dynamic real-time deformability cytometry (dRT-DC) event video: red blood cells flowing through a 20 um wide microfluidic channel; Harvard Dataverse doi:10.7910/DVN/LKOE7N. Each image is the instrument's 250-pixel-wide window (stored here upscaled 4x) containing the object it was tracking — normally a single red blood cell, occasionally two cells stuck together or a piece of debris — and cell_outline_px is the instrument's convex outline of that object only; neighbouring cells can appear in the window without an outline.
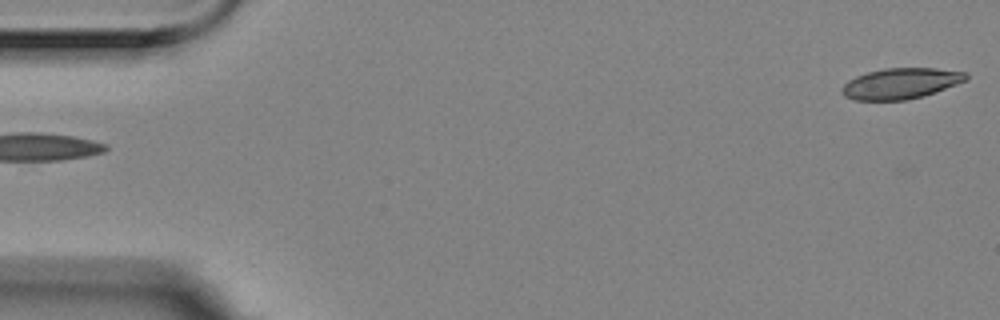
{"species": "Egyptian fruit bat (a non-hibernating species)", "species_latin": "Rousettus aegyptiacus", "temperature_condition": "room temperature", "stored_images_in_passage": 5, "segment_of_instrument_passage": [2, 2], "camera_frame_rate_fps": 3000, "um_per_image_px": 0.085, "animal": {"sex": "female"}, "frame": {"image": 1, "passage_image": 5, "time_ms": 1.333, "image_size_px": [1000, 320], "cell_outline_px": [[968, 80], [920, 96], [904, 100], [852, 100], [844, 96], [840, 92], [840, 88], [848, 80], [856, 76], [868, 72], [884, 68], [936, 68], [968, 72]], "centroid_in_image_um": [76.52, 7.08], "position_along_channel_um": 8.5, "area_um2": 22.2}}